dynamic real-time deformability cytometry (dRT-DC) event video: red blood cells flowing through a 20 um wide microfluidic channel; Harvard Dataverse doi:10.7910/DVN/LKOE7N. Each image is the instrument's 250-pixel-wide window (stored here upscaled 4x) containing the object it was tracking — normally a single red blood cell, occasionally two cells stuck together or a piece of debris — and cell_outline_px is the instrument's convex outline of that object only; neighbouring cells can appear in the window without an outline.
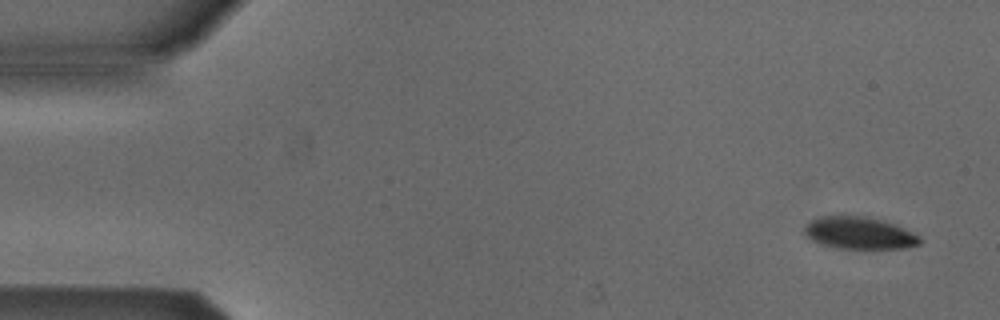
{"species": "Egyptian fruit bat (a non-hibernating species)", "species_latin": "Rousettus aegyptiacus", "temperature_condition": "cold", "stored_images_in_passage": 8, "camera_frame_rate_fps": 3000, "um_per_image_px": 0.085, "animal": {"sex": "male"}, "frame": {"image": 1, "passage_image": 1, "time_ms": 0.0, "image_size_px": [1000, 320], "cell_outline_px": [[924, 240], [920, 244], [904, 248], [840, 248], [820, 244], [812, 240], [804, 232], [804, 228], [812, 220], [820, 216], [868, 216], [896, 224], [920, 236]], "centroid_in_image_um": [73.09, 19.8], "position_along_channel_um": 11.9, "area_um2": 21.56}}
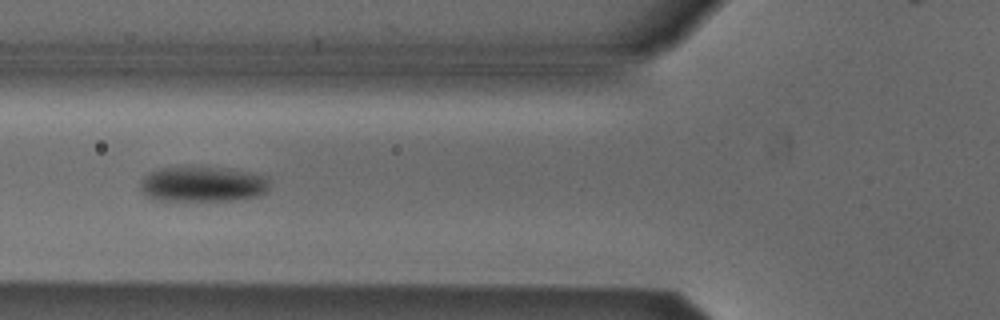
{"frame": {"image": 2, "passage_image": 5, "time_ms": 1.333, "image_size_px": [1000, 320], "cell_outline_px": [[268, 192], [260, 196], [236, 200], [156, 200], [148, 196], [140, 188], [140, 180], [144, 176], [160, 168], [180, 164], [192, 164], [232, 168], [268, 176]], "centroid_in_image_um": [17.25, 15.59], "position_along_channel_um": 108.5, "area_um2": 27.74}}
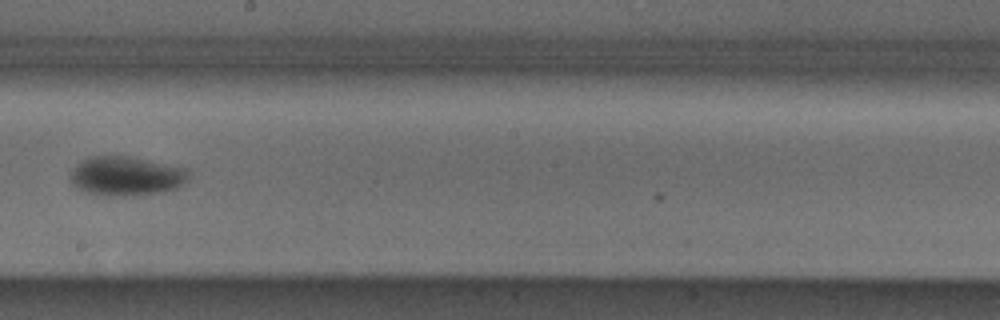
{"frame": {"image": 3, "passage_image": 8, "time_ms": 2.333, "image_size_px": [1000, 320], "cell_outline_px": [[188, 180], [176, 188], [164, 192], [140, 196], [100, 196], [80, 192], [72, 184], [68, 176], [72, 168], [76, 164], [88, 156], [128, 156], [188, 168]], "centroid_in_image_um": [10.67, 14.99], "position_along_channel_um": 237.5, "area_um2": 27.86}}